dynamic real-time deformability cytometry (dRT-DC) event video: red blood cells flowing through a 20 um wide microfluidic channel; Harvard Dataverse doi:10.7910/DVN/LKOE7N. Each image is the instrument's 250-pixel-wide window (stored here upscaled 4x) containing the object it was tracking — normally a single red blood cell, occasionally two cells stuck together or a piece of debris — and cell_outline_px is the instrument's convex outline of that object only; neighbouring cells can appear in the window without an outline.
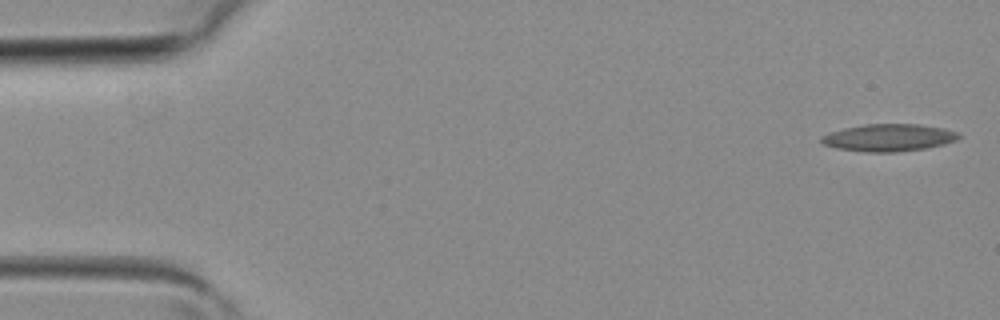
{"species": "common noctule bat (a hibernating species)", "species_latin": "Nyctalus noctula", "temperature_condition": "room temperature", "stored_images_in_passage": 4, "segment_of_instrument_passage": [2, 2], "camera_frame_rate_fps": 3000, "um_per_image_px": 0.085, "animal": {"sex": "female", "body_mass_g": 19.3, "forearm_length_mm": 54.1}, "frame": {"image": 1, "passage_image": 4, "time_ms": 1.0, "image_size_px": [1000, 320], "cell_outline_px": [[960, 136], [956, 140], [944, 144], [924, 148], [896, 152], [868, 152], [836, 148], [824, 144], [820, 140], [820, 136], [828, 132], [844, 128], [864, 124], [920, 124], [944, 128], [956, 132]], "centroid_in_image_um": [75.5, 11.69], "position_along_channel_um": 9.5, "area_um2": 21.79}}